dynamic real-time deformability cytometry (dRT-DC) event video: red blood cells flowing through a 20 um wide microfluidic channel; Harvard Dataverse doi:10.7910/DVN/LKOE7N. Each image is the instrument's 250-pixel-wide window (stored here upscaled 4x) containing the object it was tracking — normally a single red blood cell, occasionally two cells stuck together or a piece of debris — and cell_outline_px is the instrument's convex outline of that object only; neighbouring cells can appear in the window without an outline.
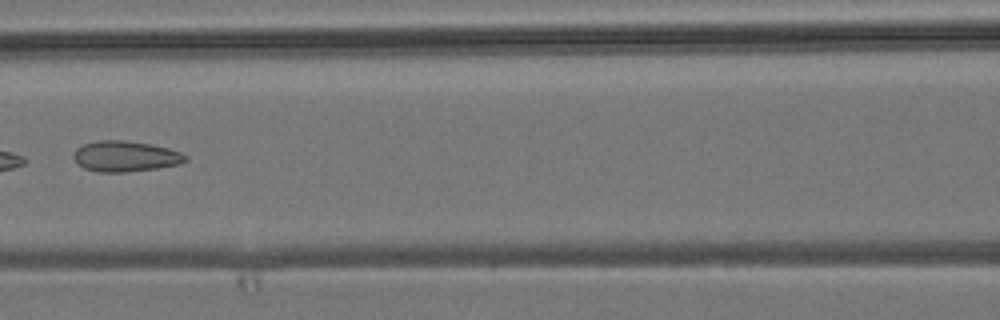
{"species": "common noctule bat (a hibernating species)", "species_latin": "Nyctalus noctula", "temperature_condition": "room temperature", "stored_images_in_passage": 7, "camera_frame_rate_fps": 3000, "um_per_image_px": 0.085, "animal": {"sex": "male", "body_mass_g": 19.2, "forearm_length_mm": 51.8}, "frame": {"image": 1, "passage_image": 6, "time_ms": 5.667, "image_size_px": [1000, 320], "cell_outline_px": [[188, 160], [180, 164], [156, 168], [124, 172], [96, 172], [84, 168], [72, 156], [76, 148], [84, 144], [96, 140], [128, 140], [152, 144], [168, 148], [180, 152], [188, 156]], "centroid_in_image_um": [10.67, 13.27], "position_along_channel_um": 155.9, "area_um2": 20.11}}
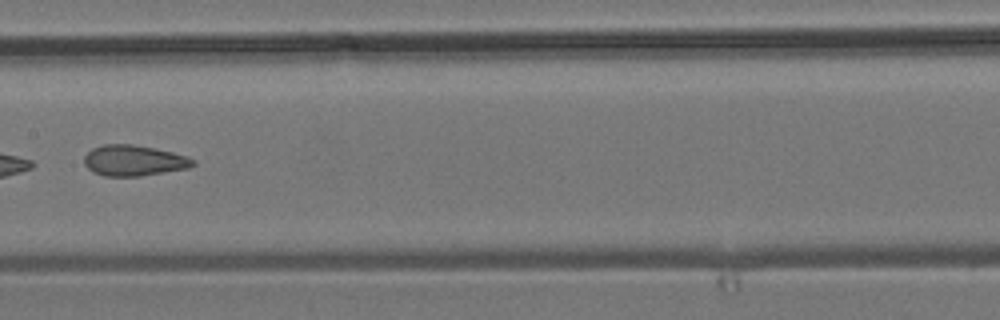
{"frame": {"image": 2, "passage_image": 7, "time_ms": 6.667, "image_size_px": [1000, 320], "cell_outline_px": [[196, 164], [188, 168], [140, 176], [104, 176], [88, 168], [84, 164], [84, 156], [92, 148], [104, 144], [132, 144], [172, 152], [188, 156], [196, 160]], "centroid_in_image_um": [11.39, 13.64], "position_along_channel_um": 196.0, "area_um2": 19.42}}